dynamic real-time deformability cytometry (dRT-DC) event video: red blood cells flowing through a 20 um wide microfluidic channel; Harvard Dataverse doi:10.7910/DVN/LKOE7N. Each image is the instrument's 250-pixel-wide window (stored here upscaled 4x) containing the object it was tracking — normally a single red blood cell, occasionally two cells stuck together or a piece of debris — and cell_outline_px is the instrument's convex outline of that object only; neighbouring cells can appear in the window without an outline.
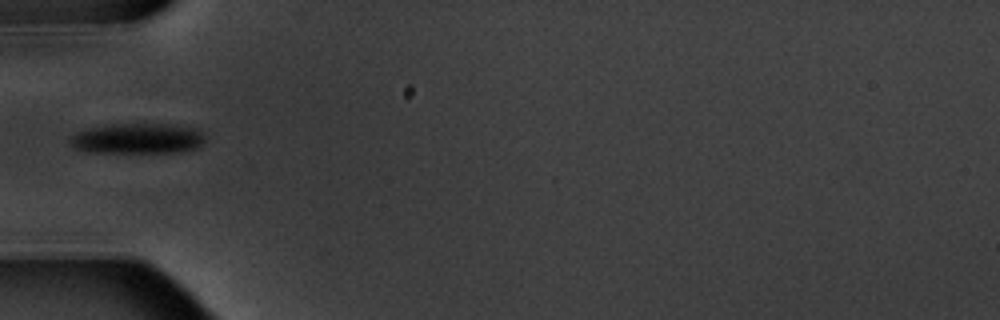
{"species": "common noctule bat (a hibernating species)", "species_latin": "Nyctalus noctula", "temperature_condition": "warm", "stored_images_in_passage": 9, "camera_frame_rate_fps": 3000, "um_per_image_px": 0.085, "animal": {"sex": "male", "body_mass_g": 20.1, "forearm_length_mm": 53.5}, "frame": {"image": 1, "passage_image": 1, "time_ms": 0.0, "image_size_px": [1000, 320], "cell_outline_px": [[204, 140], [196, 148], [184, 152], [88, 152], [76, 148], [68, 140], [76, 132], [88, 128], [104, 124], [168, 124], [200, 128], [204, 136]], "centroid_in_image_um": [11.71, 11.76], "position_along_channel_um": 73.3, "area_um2": 24.1}}
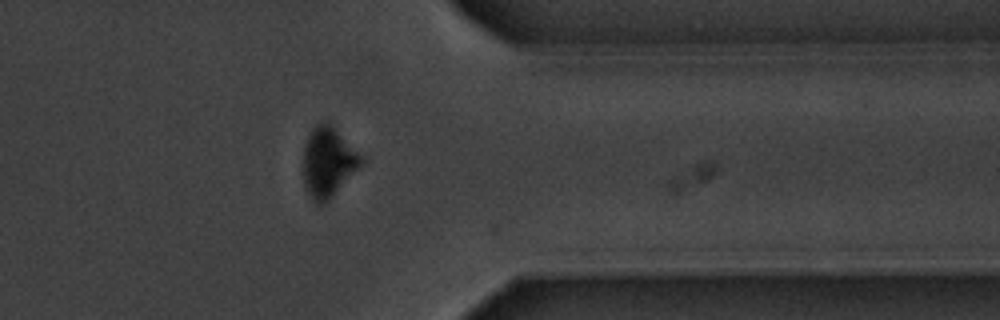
{"frame": {"image": 2, "passage_image": 9, "time_ms": 9.0, "image_size_px": [1000, 320], "cell_outline_px": [[364, 160], [332, 196], [320, 208], [312, 200], [304, 188], [304, 144], [312, 128], [316, 124], [324, 120], [328, 120], [364, 156]], "centroid_in_image_um": [27.87, 13.75], "position_along_channel_um": 383.5, "area_um2": 23.76}}